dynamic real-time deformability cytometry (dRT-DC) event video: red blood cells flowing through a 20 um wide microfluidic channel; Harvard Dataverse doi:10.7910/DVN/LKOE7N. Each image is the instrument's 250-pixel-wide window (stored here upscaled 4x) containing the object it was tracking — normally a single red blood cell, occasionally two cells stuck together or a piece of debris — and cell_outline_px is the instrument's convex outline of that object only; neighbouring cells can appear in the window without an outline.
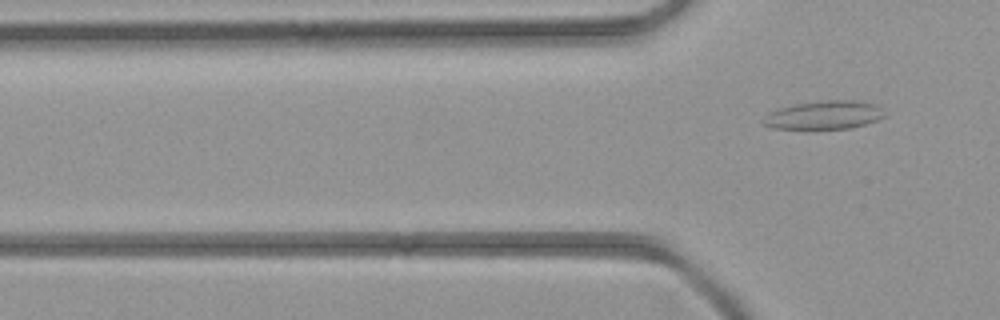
{"species": "common noctule bat (a hibernating species)", "species_latin": "Nyctalus noctula", "temperature_condition": "room temperature", "stored_images_in_passage": 6, "camera_frame_rate_fps": 3000, "um_per_image_px": 0.085, "animal": {"sex": "female", "body_mass_g": 21.9}, "frame": {"image": 1, "passage_image": 6, "time_ms": 7.0, "image_size_px": [1000, 320], "cell_outline_px": [[884, 116], [876, 120], [852, 128], [812, 132], [772, 128], [764, 124], [760, 120], [764, 116], [780, 108], [796, 104], [820, 100], [860, 100], [876, 104]], "centroid_in_image_um": [69.98, 9.83], "position_along_channel_um": 55.8, "area_um2": 20.92}}